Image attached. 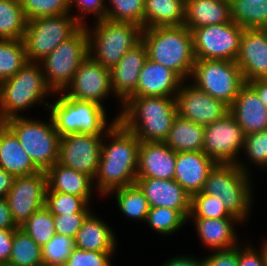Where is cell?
<instances>
[{"label":"cell","instance_id":"cell-1","mask_svg":"<svg viewBox=\"0 0 267 266\" xmlns=\"http://www.w3.org/2000/svg\"><path fill=\"white\" fill-rule=\"evenodd\" d=\"M109 138V139H104ZM101 143L98 170L93 182L102 196L110 191L132 185L137 178L140 141L119 120L105 132ZM110 140V143L106 141Z\"/></svg>","mask_w":267,"mask_h":266},{"label":"cell","instance_id":"cell-2","mask_svg":"<svg viewBox=\"0 0 267 266\" xmlns=\"http://www.w3.org/2000/svg\"><path fill=\"white\" fill-rule=\"evenodd\" d=\"M176 115L175 97L130 96L116 118L140 142H164Z\"/></svg>","mask_w":267,"mask_h":266},{"label":"cell","instance_id":"cell-3","mask_svg":"<svg viewBox=\"0 0 267 266\" xmlns=\"http://www.w3.org/2000/svg\"><path fill=\"white\" fill-rule=\"evenodd\" d=\"M148 59L176 72L184 81L191 77L196 61L192 33L185 26L142 29Z\"/></svg>","mask_w":267,"mask_h":266},{"label":"cell","instance_id":"cell-4","mask_svg":"<svg viewBox=\"0 0 267 266\" xmlns=\"http://www.w3.org/2000/svg\"><path fill=\"white\" fill-rule=\"evenodd\" d=\"M52 90L47 86L40 62L27 63L13 76L0 82V119L19 117V111L44 103ZM18 113V114H17Z\"/></svg>","mask_w":267,"mask_h":266},{"label":"cell","instance_id":"cell-5","mask_svg":"<svg viewBox=\"0 0 267 266\" xmlns=\"http://www.w3.org/2000/svg\"><path fill=\"white\" fill-rule=\"evenodd\" d=\"M55 102L48 104L50 117L60 137L69 134L104 136L118 120L107 125L104 106L90 101L70 98L62 92ZM104 132V133H103Z\"/></svg>","mask_w":267,"mask_h":266},{"label":"cell","instance_id":"cell-6","mask_svg":"<svg viewBox=\"0 0 267 266\" xmlns=\"http://www.w3.org/2000/svg\"><path fill=\"white\" fill-rule=\"evenodd\" d=\"M250 177L238 164H216L209 172L201 192L223 200L227 211L244 222L252 207Z\"/></svg>","mask_w":267,"mask_h":266},{"label":"cell","instance_id":"cell-7","mask_svg":"<svg viewBox=\"0 0 267 266\" xmlns=\"http://www.w3.org/2000/svg\"><path fill=\"white\" fill-rule=\"evenodd\" d=\"M88 34L89 56L103 67L111 69L125 53L141 40L142 27L132 22L95 20Z\"/></svg>","mask_w":267,"mask_h":266},{"label":"cell","instance_id":"cell-8","mask_svg":"<svg viewBox=\"0 0 267 266\" xmlns=\"http://www.w3.org/2000/svg\"><path fill=\"white\" fill-rule=\"evenodd\" d=\"M49 122L36 121L24 116L6 120L7 126L14 132L40 171H46L59 162L60 135L55 130L51 117Z\"/></svg>","mask_w":267,"mask_h":266},{"label":"cell","instance_id":"cell-9","mask_svg":"<svg viewBox=\"0 0 267 266\" xmlns=\"http://www.w3.org/2000/svg\"><path fill=\"white\" fill-rule=\"evenodd\" d=\"M88 52V34L85 25L40 61L45 81L52 94L54 92L58 95L69 86L79 65L89 55Z\"/></svg>","mask_w":267,"mask_h":266},{"label":"cell","instance_id":"cell-10","mask_svg":"<svg viewBox=\"0 0 267 266\" xmlns=\"http://www.w3.org/2000/svg\"><path fill=\"white\" fill-rule=\"evenodd\" d=\"M81 27L70 13L27 21L22 41L28 61L40 62Z\"/></svg>","mask_w":267,"mask_h":266},{"label":"cell","instance_id":"cell-11","mask_svg":"<svg viewBox=\"0 0 267 266\" xmlns=\"http://www.w3.org/2000/svg\"><path fill=\"white\" fill-rule=\"evenodd\" d=\"M190 78L197 88L229 106L245 84L237 63L228 60L196 59Z\"/></svg>","mask_w":267,"mask_h":266},{"label":"cell","instance_id":"cell-12","mask_svg":"<svg viewBox=\"0 0 267 266\" xmlns=\"http://www.w3.org/2000/svg\"><path fill=\"white\" fill-rule=\"evenodd\" d=\"M245 133L228 112L224 117L204 126L203 152L216 164H238L248 174V167L237 158L245 145ZM238 155V156H237Z\"/></svg>","mask_w":267,"mask_h":266},{"label":"cell","instance_id":"cell-13","mask_svg":"<svg viewBox=\"0 0 267 266\" xmlns=\"http://www.w3.org/2000/svg\"><path fill=\"white\" fill-rule=\"evenodd\" d=\"M243 31L234 21L191 30L195 58L235 61Z\"/></svg>","mask_w":267,"mask_h":266},{"label":"cell","instance_id":"cell-14","mask_svg":"<svg viewBox=\"0 0 267 266\" xmlns=\"http://www.w3.org/2000/svg\"><path fill=\"white\" fill-rule=\"evenodd\" d=\"M47 189L45 171L14 178L6 200L12 218L18 226L25 222L34 212L45 206Z\"/></svg>","mask_w":267,"mask_h":266},{"label":"cell","instance_id":"cell-15","mask_svg":"<svg viewBox=\"0 0 267 266\" xmlns=\"http://www.w3.org/2000/svg\"><path fill=\"white\" fill-rule=\"evenodd\" d=\"M113 93L110 69L94 61L89 55L79 65L69 86L62 92L70 98L90 101L103 106V101Z\"/></svg>","mask_w":267,"mask_h":266},{"label":"cell","instance_id":"cell-16","mask_svg":"<svg viewBox=\"0 0 267 266\" xmlns=\"http://www.w3.org/2000/svg\"><path fill=\"white\" fill-rule=\"evenodd\" d=\"M182 82L175 95L177 114L199 125L207 126L224 117L230 106L224 101L211 97L193 83Z\"/></svg>","mask_w":267,"mask_h":266},{"label":"cell","instance_id":"cell-17","mask_svg":"<svg viewBox=\"0 0 267 266\" xmlns=\"http://www.w3.org/2000/svg\"><path fill=\"white\" fill-rule=\"evenodd\" d=\"M103 136L69 134L60 137L59 163L95 178Z\"/></svg>","mask_w":267,"mask_h":266},{"label":"cell","instance_id":"cell-18","mask_svg":"<svg viewBox=\"0 0 267 266\" xmlns=\"http://www.w3.org/2000/svg\"><path fill=\"white\" fill-rule=\"evenodd\" d=\"M135 183L146 196L150 208L178 210L186 219L190 215L191 195L175 179L137 177Z\"/></svg>","mask_w":267,"mask_h":266},{"label":"cell","instance_id":"cell-19","mask_svg":"<svg viewBox=\"0 0 267 266\" xmlns=\"http://www.w3.org/2000/svg\"><path fill=\"white\" fill-rule=\"evenodd\" d=\"M148 59L142 39L130 48L120 61L110 69L113 94L122 104L136 91L139 74Z\"/></svg>","mask_w":267,"mask_h":266},{"label":"cell","instance_id":"cell-20","mask_svg":"<svg viewBox=\"0 0 267 266\" xmlns=\"http://www.w3.org/2000/svg\"><path fill=\"white\" fill-rule=\"evenodd\" d=\"M235 62L245 83L267 79V36L262 29H244Z\"/></svg>","mask_w":267,"mask_h":266},{"label":"cell","instance_id":"cell-21","mask_svg":"<svg viewBox=\"0 0 267 266\" xmlns=\"http://www.w3.org/2000/svg\"><path fill=\"white\" fill-rule=\"evenodd\" d=\"M215 165L203 151L178 152L174 179L192 196L201 192L209 172Z\"/></svg>","mask_w":267,"mask_h":266},{"label":"cell","instance_id":"cell-22","mask_svg":"<svg viewBox=\"0 0 267 266\" xmlns=\"http://www.w3.org/2000/svg\"><path fill=\"white\" fill-rule=\"evenodd\" d=\"M183 81L172 69L147 59L131 96L175 97Z\"/></svg>","mask_w":267,"mask_h":266},{"label":"cell","instance_id":"cell-23","mask_svg":"<svg viewBox=\"0 0 267 266\" xmlns=\"http://www.w3.org/2000/svg\"><path fill=\"white\" fill-rule=\"evenodd\" d=\"M176 152L164 142H140L137 177L174 179Z\"/></svg>","mask_w":267,"mask_h":266},{"label":"cell","instance_id":"cell-24","mask_svg":"<svg viewBox=\"0 0 267 266\" xmlns=\"http://www.w3.org/2000/svg\"><path fill=\"white\" fill-rule=\"evenodd\" d=\"M229 112L235 117L245 135L267 129V107L248 83L241 87L230 105Z\"/></svg>","mask_w":267,"mask_h":266},{"label":"cell","instance_id":"cell-25","mask_svg":"<svg viewBox=\"0 0 267 266\" xmlns=\"http://www.w3.org/2000/svg\"><path fill=\"white\" fill-rule=\"evenodd\" d=\"M196 226L199 238L206 248L213 251L230 249L239 245L234 223L241 222L237 218H187Z\"/></svg>","mask_w":267,"mask_h":266},{"label":"cell","instance_id":"cell-26","mask_svg":"<svg viewBox=\"0 0 267 266\" xmlns=\"http://www.w3.org/2000/svg\"><path fill=\"white\" fill-rule=\"evenodd\" d=\"M232 22L231 3L222 0H185V23L191 31Z\"/></svg>","mask_w":267,"mask_h":266},{"label":"cell","instance_id":"cell-27","mask_svg":"<svg viewBox=\"0 0 267 266\" xmlns=\"http://www.w3.org/2000/svg\"><path fill=\"white\" fill-rule=\"evenodd\" d=\"M47 177V191L74 194L91 200L93 191V179L72 168H68L56 162L45 171ZM92 192V193H91Z\"/></svg>","mask_w":267,"mask_h":266},{"label":"cell","instance_id":"cell-28","mask_svg":"<svg viewBox=\"0 0 267 266\" xmlns=\"http://www.w3.org/2000/svg\"><path fill=\"white\" fill-rule=\"evenodd\" d=\"M75 248L84 251L114 252L116 238L111 227L92 212L83 221L74 238Z\"/></svg>","mask_w":267,"mask_h":266},{"label":"cell","instance_id":"cell-29","mask_svg":"<svg viewBox=\"0 0 267 266\" xmlns=\"http://www.w3.org/2000/svg\"><path fill=\"white\" fill-rule=\"evenodd\" d=\"M0 167L14 177L29 176L40 171L8 126L0 136Z\"/></svg>","mask_w":267,"mask_h":266},{"label":"cell","instance_id":"cell-30","mask_svg":"<svg viewBox=\"0 0 267 266\" xmlns=\"http://www.w3.org/2000/svg\"><path fill=\"white\" fill-rule=\"evenodd\" d=\"M185 23V0H145L144 29L182 26Z\"/></svg>","mask_w":267,"mask_h":266},{"label":"cell","instance_id":"cell-31","mask_svg":"<svg viewBox=\"0 0 267 266\" xmlns=\"http://www.w3.org/2000/svg\"><path fill=\"white\" fill-rule=\"evenodd\" d=\"M203 137L204 126L177 114L164 143L176 153L202 151Z\"/></svg>","mask_w":267,"mask_h":266},{"label":"cell","instance_id":"cell-32","mask_svg":"<svg viewBox=\"0 0 267 266\" xmlns=\"http://www.w3.org/2000/svg\"><path fill=\"white\" fill-rule=\"evenodd\" d=\"M231 19L244 29L267 26V0H232Z\"/></svg>","mask_w":267,"mask_h":266},{"label":"cell","instance_id":"cell-33","mask_svg":"<svg viewBox=\"0 0 267 266\" xmlns=\"http://www.w3.org/2000/svg\"><path fill=\"white\" fill-rule=\"evenodd\" d=\"M26 24L20 0H0V39L22 40Z\"/></svg>","mask_w":267,"mask_h":266},{"label":"cell","instance_id":"cell-34","mask_svg":"<svg viewBox=\"0 0 267 266\" xmlns=\"http://www.w3.org/2000/svg\"><path fill=\"white\" fill-rule=\"evenodd\" d=\"M116 193L120 211L131 219L146 220L150 206L142 190L136 183L110 191L107 196Z\"/></svg>","mask_w":267,"mask_h":266},{"label":"cell","instance_id":"cell-35","mask_svg":"<svg viewBox=\"0 0 267 266\" xmlns=\"http://www.w3.org/2000/svg\"><path fill=\"white\" fill-rule=\"evenodd\" d=\"M43 262L41 247L20 227L14 229L11 266H37Z\"/></svg>","mask_w":267,"mask_h":266},{"label":"cell","instance_id":"cell-36","mask_svg":"<svg viewBox=\"0 0 267 266\" xmlns=\"http://www.w3.org/2000/svg\"><path fill=\"white\" fill-rule=\"evenodd\" d=\"M27 61L22 40L0 39V82L13 77Z\"/></svg>","mask_w":267,"mask_h":266},{"label":"cell","instance_id":"cell-37","mask_svg":"<svg viewBox=\"0 0 267 266\" xmlns=\"http://www.w3.org/2000/svg\"><path fill=\"white\" fill-rule=\"evenodd\" d=\"M19 227L41 248L56 234L53 223V214H51L45 206L34 212Z\"/></svg>","mask_w":267,"mask_h":266},{"label":"cell","instance_id":"cell-38","mask_svg":"<svg viewBox=\"0 0 267 266\" xmlns=\"http://www.w3.org/2000/svg\"><path fill=\"white\" fill-rule=\"evenodd\" d=\"M187 221L178 210L153 207L149 209L145 223L149 224L148 226L152 227V230L158 234L166 236L177 232Z\"/></svg>","mask_w":267,"mask_h":266},{"label":"cell","instance_id":"cell-39","mask_svg":"<svg viewBox=\"0 0 267 266\" xmlns=\"http://www.w3.org/2000/svg\"><path fill=\"white\" fill-rule=\"evenodd\" d=\"M90 202L74 194L47 191L45 207L53 215L91 213Z\"/></svg>","mask_w":267,"mask_h":266},{"label":"cell","instance_id":"cell-40","mask_svg":"<svg viewBox=\"0 0 267 266\" xmlns=\"http://www.w3.org/2000/svg\"><path fill=\"white\" fill-rule=\"evenodd\" d=\"M106 19L112 21L132 22L144 29L145 0H108Z\"/></svg>","mask_w":267,"mask_h":266},{"label":"cell","instance_id":"cell-41","mask_svg":"<svg viewBox=\"0 0 267 266\" xmlns=\"http://www.w3.org/2000/svg\"><path fill=\"white\" fill-rule=\"evenodd\" d=\"M188 218H236L224 207L223 200L212 195L196 193L191 196V209Z\"/></svg>","mask_w":267,"mask_h":266},{"label":"cell","instance_id":"cell-42","mask_svg":"<svg viewBox=\"0 0 267 266\" xmlns=\"http://www.w3.org/2000/svg\"><path fill=\"white\" fill-rule=\"evenodd\" d=\"M27 21L70 13L69 0H20Z\"/></svg>","mask_w":267,"mask_h":266},{"label":"cell","instance_id":"cell-43","mask_svg":"<svg viewBox=\"0 0 267 266\" xmlns=\"http://www.w3.org/2000/svg\"><path fill=\"white\" fill-rule=\"evenodd\" d=\"M74 249V238L55 234L52 239L41 248L43 262L64 266Z\"/></svg>","mask_w":267,"mask_h":266},{"label":"cell","instance_id":"cell-44","mask_svg":"<svg viewBox=\"0 0 267 266\" xmlns=\"http://www.w3.org/2000/svg\"><path fill=\"white\" fill-rule=\"evenodd\" d=\"M244 151L254 165L267 169V129L246 135Z\"/></svg>","mask_w":267,"mask_h":266},{"label":"cell","instance_id":"cell-45","mask_svg":"<svg viewBox=\"0 0 267 266\" xmlns=\"http://www.w3.org/2000/svg\"><path fill=\"white\" fill-rule=\"evenodd\" d=\"M115 252L84 251L75 248L64 266H111Z\"/></svg>","mask_w":267,"mask_h":266},{"label":"cell","instance_id":"cell-46","mask_svg":"<svg viewBox=\"0 0 267 266\" xmlns=\"http://www.w3.org/2000/svg\"><path fill=\"white\" fill-rule=\"evenodd\" d=\"M90 213H71L64 215H53L55 233L75 238L81 228L83 221Z\"/></svg>","mask_w":267,"mask_h":266},{"label":"cell","instance_id":"cell-47","mask_svg":"<svg viewBox=\"0 0 267 266\" xmlns=\"http://www.w3.org/2000/svg\"><path fill=\"white\" fill-rule=\"evenodd\" d=\"M106 0H69L70 2V12L72 11L73 5H76L77 10L81 13L80 15H74V18L81 26H85L84 16L87 14H93L97 20H102L106 18ZM77 3V4H76ZM87 13V14H86ZM83 15V16H82Z\"/></svg>","mask_w":267,"mask_h":266},{"label":"cell","instance_id":"cell-48","mask_svg":"<svg viewBox=\"0 0 267 266\" xmlns=\"http://www.w3.org/2000/svg\"><path fill=\"white\" fill-rule=\"evenodd\" d=\"M250 245H239V266H267V239L260 247V252Z\"/></svg>","mask_w":267,"mask_h":266},{"label":"cell","instance_id":"cell-49","mask_svg":"<svg viewBox=\"0 0 267 266\" xmlns=\"http://www.w3.org/2000/svg\"><path fill=\"white\" fill-rule=\"evenodd\" d=\"M204 266H239V245L230 249L216 250L203 258Z\"/></svg>","mask_w":267,"mask_h":266},{"label":"cell","instance_id":"cell-50","mask_svg":"<svg viewBox=\"0 0 267 266\" xmlns=\"http://www.w3.org/2000/svg\"><path fill=\"white\" fill-rule=\"evenodd\" d=\"M14 229H0V264H7L10 259Z\"/></svg>","mask_w":267,"mask_h":266},{"label":"cell","instance_id":"cell-51","mask_svg":"<svg viewBox=\"0 0 267 266\" xmlns=\"http://www.w3.org/2000/svg\"><path fill=\"white\" fill-rule=\"evenodd\" d=\"M18 227L12 218L6 198H0V229H16Z\"/></svg>","mask_w":267,"mask_h":266},{"label":"cell","instance_id":"cell-52","mask_svg":"<svg viewBox=\"0 0 267 266\" xmlns=\"http://www.w3.org/2000/svg\"><path fill=\"white\" fill-rule=\"evenodd\" d=\"M193 257V258H192ZM179 256L172 257L167 262L162 264V266H204L203 259H195L194 256Z\"/></svg>","mask_w":267,"mask_h":266},{"label":"cell","instance_id":"cell-53","mask_svg":"<svg viewBox=\"0 0 267 266\" xmlns=\"http://www.w3.org/2000/svg\"><path fill=\"white\" fill-rule=\"evenodd\" d=\"M14 176L0 167V198H6L10 191Z\"/></svg>","mask_w":267,"mask_h":266},{"label":"cell","instance_id":"cell-54","mask_svg":"<svg viewBox=\"0 0 267 266\" xmlns=\"http://www.w3.org/2000/svg\"><path fill=\"white\" fill-rule=\"evenodd\" d=\"M247 83L256 91L261 102L267 107V79H255Z\"/></svg>","mask_w":267,"mask_h":266},{"label":"cell","instance_id":"cell-55","mask_svg":"<svg viewBox=\"0 0 267 266\" xmlns=\"http://www.w3.org/2000/svg\"><path fill=\"white\" fill-rule=\"evenodd\" d=\"M6 127H7L6 121L0 119V136H1L2 131H3Z\"/></svg>","mask_w":267,"mask_h":266},{"label":"cell","instance_id":"cell-56","mask_svg":"<svg viewBox=\"0 0 267 266\" xmlns=\"http://www.w3.org/2000/svg\"><path fill=\"white\" fill-rule=\"evenodd\" d=\"M37 266H58V265H53V264L42 262L41 264H38Z\"/></svg>","mask_w":267,"mask_h":266},{"label":"cell","instance_id":"cell-57","mask_svg":"<svg viewBox=\"0 0 267 266\" xmlns=\"http://www.w3.org/2000/svg\"><path fill=\"white\" fill-rule=\"evenodd\" d=\"M262 30L265 32L266 36H267V26L262 28Z\"/></svg>","mask_w":267,"mask_h":266},{"label":"cell","instance_id":"cell-58","mask_svg":"<svg viewBox=\"0 0 267 266\" xmlns=\"http://www.w3.org/2000/svg\"><path fill=\"white\" fill-rule=\"evenodd\" d=\"M0 266H11L9 264H0Z\"/></svg>","mask_w":267,"mask_h":266},{"label":"cell","instance_id":"cell-59","mask_svg":"<svg viewBox=\"0 0 267 266\" xmlns=\"http://www.w3.org/2000/svg\"><path fill=\"white\" fill-rule=\"evenodd\" d=\"M222 1H226V2H229V3H231V2H232V0H222Z\"/></svg>","mask_w":267,"mask_h":266}]
</instances>
